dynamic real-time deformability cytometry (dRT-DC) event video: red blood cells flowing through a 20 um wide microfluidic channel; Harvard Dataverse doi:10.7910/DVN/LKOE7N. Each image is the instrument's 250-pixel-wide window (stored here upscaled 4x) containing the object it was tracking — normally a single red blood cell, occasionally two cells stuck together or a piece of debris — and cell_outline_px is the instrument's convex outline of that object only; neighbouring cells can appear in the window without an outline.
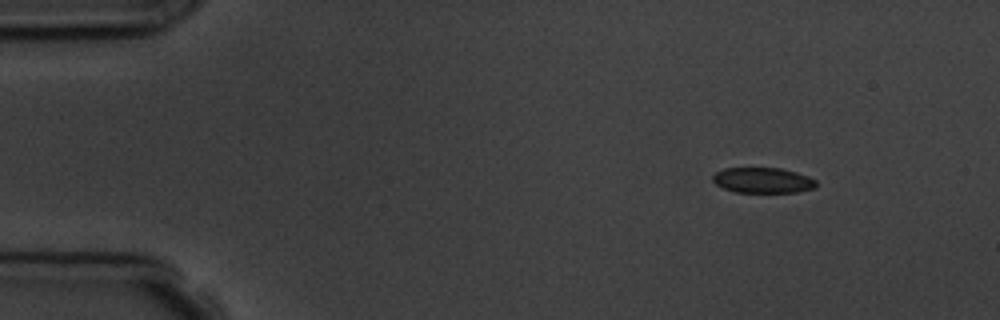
{"species": "common noctule bat (a hibernating species)", "species_latin": "Nyctalus noctula", "temperature_condition": "room temperature", "stored_images_in_passage": 5, "camera_frame_rate_fps": 3000, "um_per_image_px": 0.085, "animal": {"sex": "male", "body_mass_g": 19.5, "forearm_length_mm": 54.6}, "frame": {"image": 1, "passage_image": 1, "time_ms": 0.0, "image_size_px": [1000, 320], "cell_outline_px": [[816, 188], [796, 192], [736, 192], [724, 188], [716, 184], [712, 180], [712, 176], [716, 172], [724, 168], [780, 168], [796, 172], [808, 176], [816, 180]], "centroid_in_image_um": [64.84, 15.32], "position_along_channel_um": 20.2, "area_um2": 15.32}}
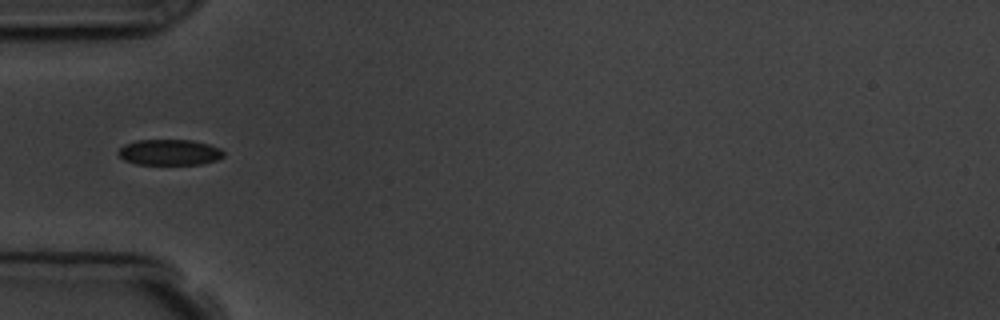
{"frame": {"image": 2, "passage_image": 4, "time_ms": 3.667, "image_size_px": [1000, 320], "cell_outline_px": [[224, 156], [216, 160], [200, 164], [136, 164], [124, 160], [116, 152], [124, 144], [136, 140], [192, 140], [208, 144], [220, 148], [224, 152]], "centroid_in_image_um": [14.39, 12.94], "position_along_channel_um": 70.6, "area_um2": 15.84}}